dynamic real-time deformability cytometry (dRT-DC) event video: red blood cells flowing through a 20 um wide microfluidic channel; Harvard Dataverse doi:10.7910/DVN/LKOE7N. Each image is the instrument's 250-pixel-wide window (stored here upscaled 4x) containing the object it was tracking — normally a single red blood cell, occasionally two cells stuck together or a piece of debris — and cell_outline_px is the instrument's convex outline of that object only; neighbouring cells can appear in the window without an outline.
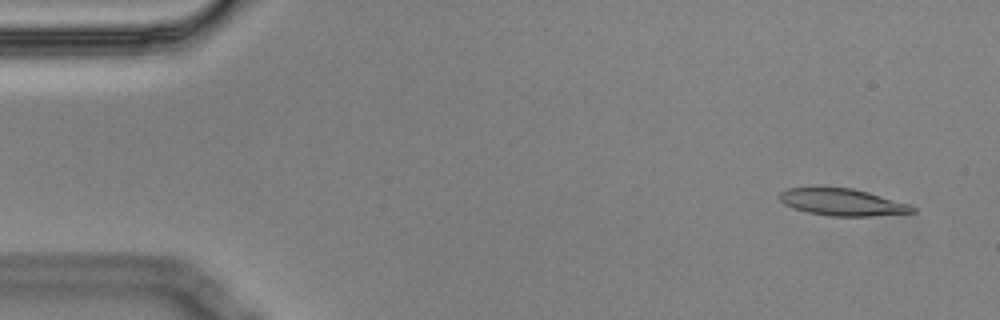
{"species": "Egyptian fruit bat (a non-hibernating species)", "species_latin": "Rousettus aegyptiacus", "temperature_condition": "cold", "stored_images_in_passage": 8, "camera_frame_rate_fps": 3000, "um_per_image_px": 0.085, "animal": {"sex": "male"}, "frame": {"image": 1, "passage_image": 1, "time_ms": 0.0, "image_size_px": [1000, 320], "cell_outline_px": [[916, 212], [872, 216], [832, 216], [808, 212], [792, 208], [784, 204], [776, 196], [780, 192], [788, 188], [852, 188], [868, 192], [908, 204], [916, 208]], "centroid_in_image_um": [71.57, 17.19], "position_along_channel_um": 13.4, "area_um2": 20.69}}
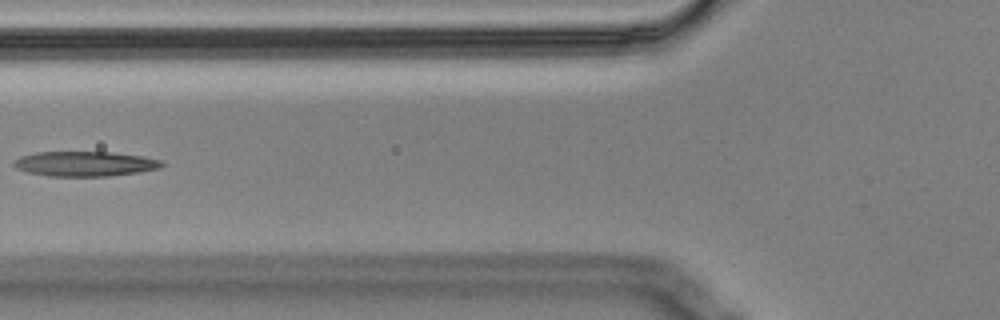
{"frame": {"image": 2, "passage_image": 6, "time_ms": 1.667, "image_size_px": [1000, 320], "cell_outline_px": [[164, 164], [160, 168], [140, 172], [108, 176], [48, 176], [28, 172], [16, 168], [12, 164], [12, 160], [20, 156], [36, 152], [108, 152], [144, 156], [160, 160]], "centroid_in_image_um": [7.19, 13.92], "position_along_channel_um": 118.6, "area_um2": 21.56}}
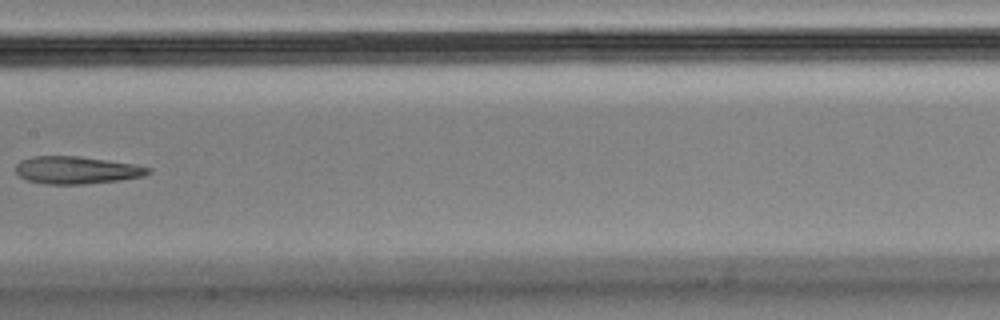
{"frame": {"image": 3, "passage_image": 8, "time_ms": 2.333, "image_size_px": [1000, 320], "cell_outline_px": [[152, 172], [144, 176], [120, 180], [84, 184], [44, 184], [28, 180], [20, 176], [16, 172], [16, 164], [20, 160], [32, 156], [80, 156], [136, 164], [152, 168]], "centroid_in_image_um": [6.54, 14.45], "position_along_channel_um": 200.9, "area_um2": 21.39}}